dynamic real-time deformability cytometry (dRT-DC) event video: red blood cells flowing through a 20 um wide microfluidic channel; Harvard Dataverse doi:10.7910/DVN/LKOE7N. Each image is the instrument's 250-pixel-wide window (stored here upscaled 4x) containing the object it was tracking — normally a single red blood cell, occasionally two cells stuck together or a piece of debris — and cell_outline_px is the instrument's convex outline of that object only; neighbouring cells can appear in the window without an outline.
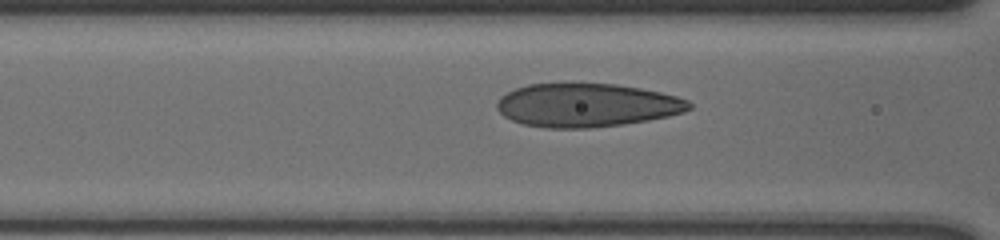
{"species": "human", "species_latin": "Homo sapiens", "temperature_condition": "cold", "stored_images_in_passage": 32, "camera_frame_rate_fps": 3000, "um_per_image_px": 0.085, "donor": {"sex": "male"}, "frame": {"image": 1, "passage_image": 6, "time_ms": 1.667, "image_size_px": [1000, 240], "cell_outline_px": [[692, 108], [684, 112], [668, 116], [648, 120], [624, 124], [592, 128], [544, 128], [524, 124], [512, 120], [504, 116], [496, 108], [496, 104], [500, 96], [516, 88], [528, 84], [616, 84], [640, 88], [660, 92], [676, 96], [688, 100], [692, 104]], "centroid_in_image_um": [49.88, 8.95], "position_along_channel_um": 116.7, "area_um2": 48.73}}
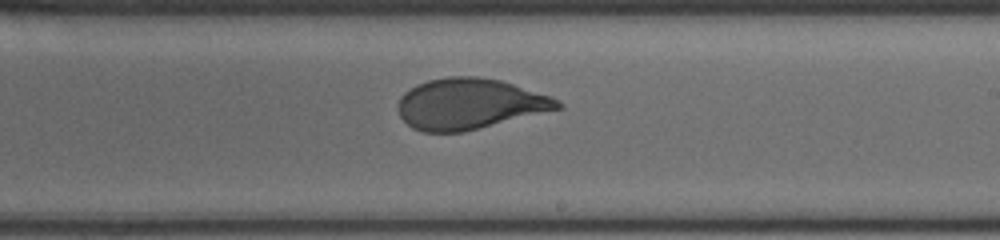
{"frame": {"image": 2, "passage_image": 17, "time_ms": 5.333, "image_size_px": [1000, 240], "cell_outline_px": [[564, 108], [460, 132], [424, 132], [412, 128], [400, 116], [400, 96], [404, 92], [416, 84], [428, 80], [448, 76], [480, 76], [500, 80], [552, 96], [564, 104]], "centroid_in_image_um": [39.94, 8.81], "position_along_channel_um": 249.1, "area_um2": 47.05}}
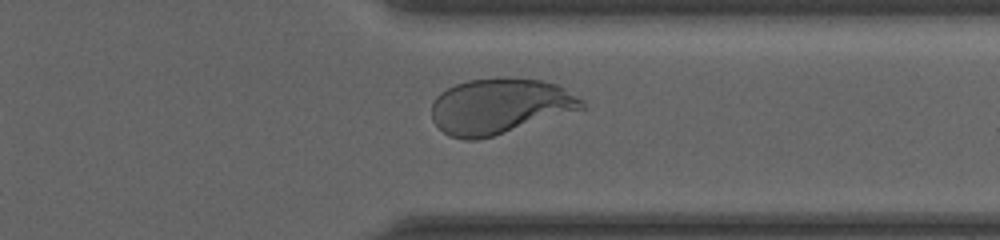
{"frame": {"image": 3, "passage_image": 27, "time_ms": 8.667, "image_size_px": [1000, 240], "cell_outline_px": [[584, 108], [492, 136], [476, 140], [464, 140], [448, 136], [432, 120], [432, 104], [436, 96], [440, 92], [456, 84], [468, 80], [504, 76], [508, 76], [540, 80], [556, 84], [564, 88], [584, 100]], "centroid_in_image_um": [42.45, 9.0], "position_along_channel_um": 369.0, "area_um2": 48.49}}